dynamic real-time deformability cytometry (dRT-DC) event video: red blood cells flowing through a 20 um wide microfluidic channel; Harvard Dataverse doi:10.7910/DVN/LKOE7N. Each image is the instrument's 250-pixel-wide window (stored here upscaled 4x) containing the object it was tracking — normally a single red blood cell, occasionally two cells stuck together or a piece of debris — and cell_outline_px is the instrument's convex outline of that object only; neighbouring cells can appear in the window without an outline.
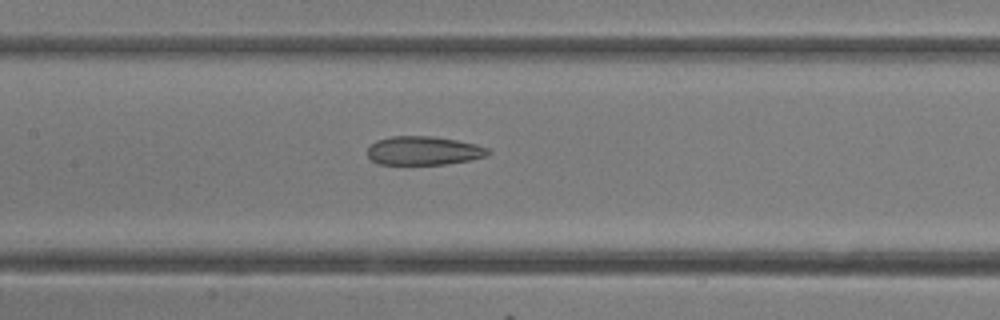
{"species": "common noctule bat (a hibernating species)", "species_latin": "Nyctalus noctula", "temperature_condition": "room temperature", "stored_images_in_passage": 18, "camera_frame_rate_fps": 3000, "um_per_image_px": 0.085, "animal": {"sex": "female"}, "frame": {"image": 1, "passage_image": 14, "time_ms": 4.333, "image_size_px": [1000, 320], "cell_outline_px": [[492, 152], [484, 156], [472, 160], [444, 164], [376, 164], [368, 156], [368, 148], [376, 140], [392, 136], [436, 136], [476, 144], [488, 148]], "centroid_in_image_um": [36.01, 12.8], "position_along_channel_um": 171.4, "area_um2": 20.23}}
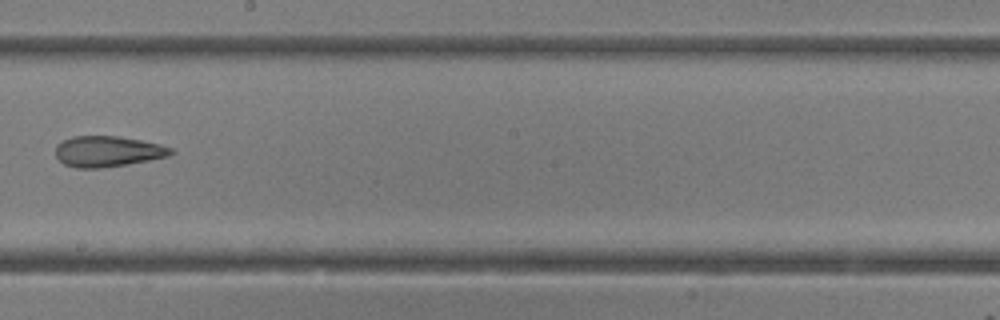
{"frame": {"image": 2, "passage_image": 17, "time_ms": 5.333, "image_size_px": [1000, 320], "cell_outline_px": [[176, 152], [168, 156], [128, 164], [100, 168], [76, 168], [64, 164], [56, 156], [56, 144], [72, 136], [116, 136], [140, 140], [160, 144], [172, 148]], "centroid_in_image_um": [9.15, 12.87], "position_along_channel_um": 239.0, "area_um2": 20.63}}